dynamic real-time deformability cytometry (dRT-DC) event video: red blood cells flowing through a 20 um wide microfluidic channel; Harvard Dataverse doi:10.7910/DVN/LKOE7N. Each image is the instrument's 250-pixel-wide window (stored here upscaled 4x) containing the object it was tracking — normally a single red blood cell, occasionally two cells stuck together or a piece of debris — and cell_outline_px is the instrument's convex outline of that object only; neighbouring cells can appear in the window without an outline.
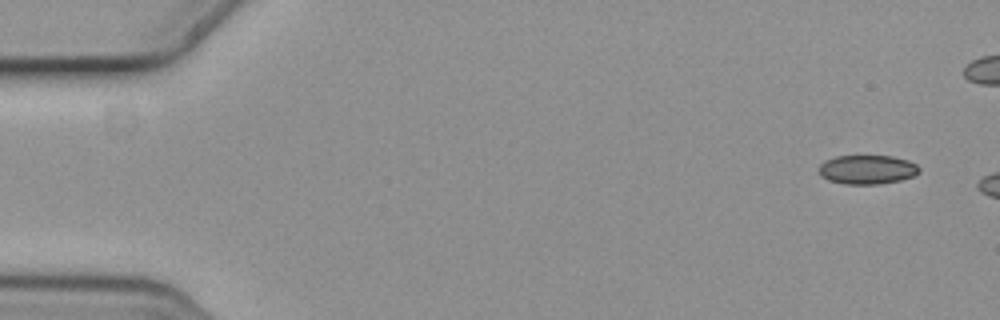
{"species": "common noctule bat (a hibernating species)", "species_latin": "Nyctalus noctula", "temperature_condition": "cold", "stored_images_in_passage": 3, "camera_frame_rate_fps": 3000, "um_per_image_px": 0.085, "animal": {"sex": "female", "body_mass_g": 19.3, "forearm_length_mm": 54.1}, "frame": {"image": 1, "passage_image": 1, "time_ms": 0.0, "image_size_px": [1000, 320], "cell_outline_px": [[920, 172], [912, 176], [900, 180], [880, 184], [844, 184], [828, 180], [820, 176], [816, 172], [820, 164], [824, 160], [836, 156], [892, 156], [908, 160], [916, 164], [920, 168]], "centroid_in_image_um": [73.67, 14.41], "position_along_channel_um": 11.3, "area_um2": 17.22}}